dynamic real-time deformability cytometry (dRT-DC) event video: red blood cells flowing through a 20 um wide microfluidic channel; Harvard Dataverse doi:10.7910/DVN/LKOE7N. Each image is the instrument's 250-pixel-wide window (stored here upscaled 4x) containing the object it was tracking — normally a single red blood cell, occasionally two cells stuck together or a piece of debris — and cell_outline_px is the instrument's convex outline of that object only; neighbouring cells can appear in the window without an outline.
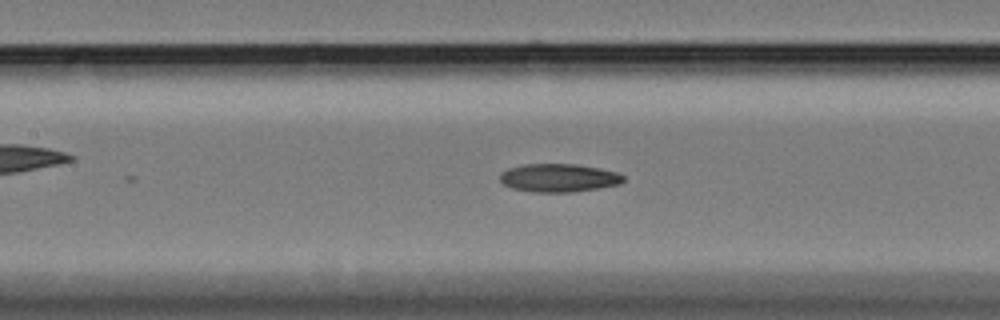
{"species": "Egyptian fruit bat (a non-hibernating species)", "species_latin": "Rousettus aegyptiacus", "temperature_condition": "cold", "stored_images_in_passage": 32, "camera_frame_rate_fps": 3000, "um_per_image_px": 0.085, "animal": {"sex": "female"}, "frame": {"image": 1, "passage_image": 26, "time_ms": 8.333, "image_size_px": [1000, 320], "cell_outline_px": [[624, 180], [620, 184], [600, 188], [572, 192], [532, 192], [512, 188], [504, 184], [500, 180], [500, 172], [508, 168], [524, 164], [576, 164], [616, 172], [624, 176]], "centroid_in_image_um": [47.47, 15.12], "position_along_channel_um": 159.9, "area_um2": 20.29}}